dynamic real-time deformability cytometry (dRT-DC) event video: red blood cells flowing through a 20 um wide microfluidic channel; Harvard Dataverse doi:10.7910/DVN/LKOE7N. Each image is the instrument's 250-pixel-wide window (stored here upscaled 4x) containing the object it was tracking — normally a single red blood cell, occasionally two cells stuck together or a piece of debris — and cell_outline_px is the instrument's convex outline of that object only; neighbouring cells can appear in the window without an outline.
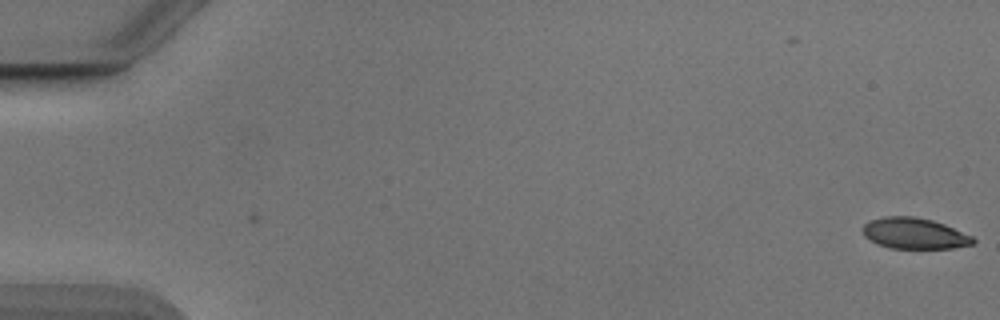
{"species": "Egyptian fruit bat (a non-hibernating species)", "species_latin": "Rousettus aegyptiacus", "temperature_condition": "cold", "stored_images_in_passage": 6, "camera_frame_rate_fps": 3000, "um_per_image_px": 0.085, "animal": {"sex": "male"}, "frame": {"image": 1, "passage_image": 6, "time_ms": 1.667, "image_size_px": [1000, 320], "cell_outline_px": [[976, 244], [952, 248], [892, 248], [880, 244], [864, 236], [860, 228], [868, 220], [884, 216], [912, 216], [932, 220], [944, 224], [972, 236], [976, 240]], "centroid_in_image_um": [77.72, 19.83], "position_along_channel_um": 7.3, "area_um2": 19.94}}